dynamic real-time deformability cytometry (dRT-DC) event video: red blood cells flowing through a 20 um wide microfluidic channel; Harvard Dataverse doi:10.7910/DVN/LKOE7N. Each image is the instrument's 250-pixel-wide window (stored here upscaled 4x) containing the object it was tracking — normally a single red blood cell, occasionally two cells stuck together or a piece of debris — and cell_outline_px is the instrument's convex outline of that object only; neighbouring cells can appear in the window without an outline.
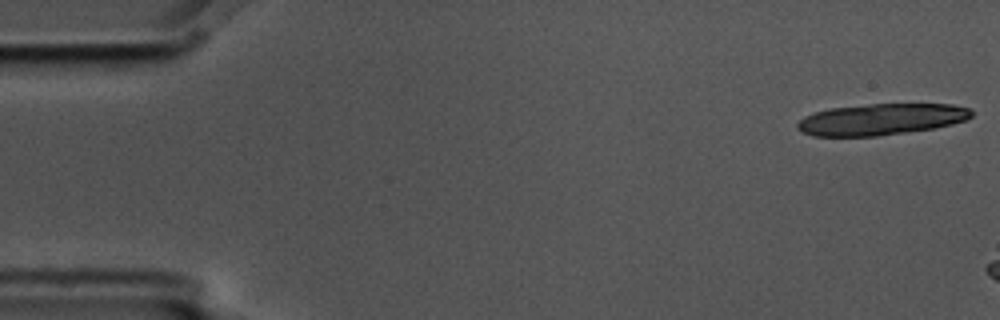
{"species": "common noctule bat (a hibernating species)", "species_latin": "Nyctalus noctula", "temperature_condition": "cold", "stored_images_in_passage": 3, "camera_frame_rate_fps": 3000, "um_per_image_px": 0.085, "animal": {"sex": "male", "body_mass_g": 17.5, "forearm_length_mm": 52.3}, "frame": {"image": 1, "passage_image": 1, "time_ms": 0.0, "image_size_px": [1000, 320], "cell_outline_px": [[972, 116], [964, 120], [952, 124], [932, 128], [876, 136], [812, 136], [796, 128], [796, 124], [804, 116], [828, 108], [868, 104], [952, 104], [972, 108]], "centroid_in_image_um": [74.88, 10.13], "position_along_channel_um": 10.1, "area_um2": 31.73}}